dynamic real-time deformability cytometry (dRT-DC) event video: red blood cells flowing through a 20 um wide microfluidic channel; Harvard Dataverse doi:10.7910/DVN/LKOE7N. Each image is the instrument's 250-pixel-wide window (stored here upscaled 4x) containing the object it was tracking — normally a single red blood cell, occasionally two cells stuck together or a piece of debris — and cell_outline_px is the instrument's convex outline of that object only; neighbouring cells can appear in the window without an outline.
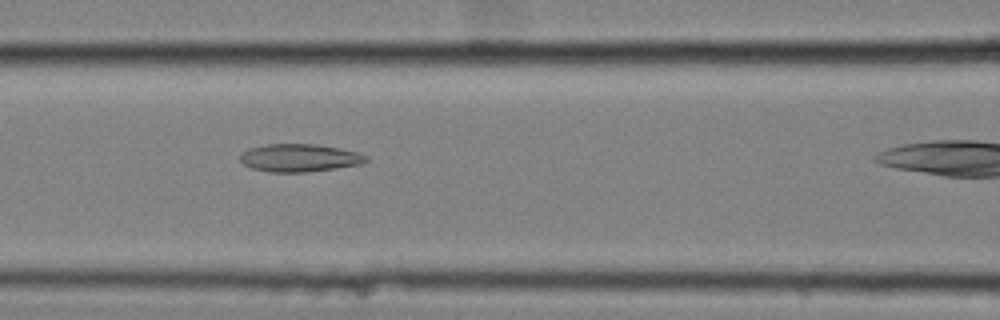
{"species": "common noctule bat (a hibernating species)", "species_latin": "Nyctalus noctula", "temperature_condition": "cold", "stored_images_in_passage": 32, "camera_frame_rate_fps": 3000, "um_per_image_px": 0.085, "animal": {"sex": "female", "body_mass_g": 25.1}, "frame": {"image": 1, "passage_image": 21, "time_ms": 6.667, "image_size_px": [1000, 320], "cell_outline_px": [[368, 160], [360, 164], [336, 168], [304, 172], [268, 172], [252, 168], [244, 164], [240, 160], [240, 152], [248, 148], [268, 144], [316, 144], [340, 148], [356, 152], [368, 156]], "centroid_in_image_um": [25.42, 13.41], "position_along_channel_um": 141.2, "area_um2": 20.4}}
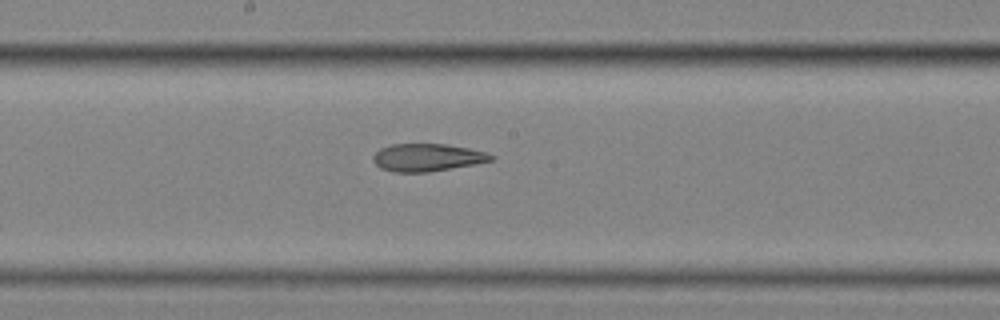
{"frame": {"image": 2, "passage_image": 27, "time_ms": 8.667, "image_size_px": [1000, 320], "cell_outline_px": [[496, 156], [492, 160], [476, 164], [428, 172], [392, 172], [380, 168], [372, 160], [372, 156], [380, 148], [392, 144], [448, 144], [468, 148], [484, 152]], "centroid_in_image_um": [36.29, 13.39], "position_along_channel_um": 211.9, "area_um2": 19.02}}
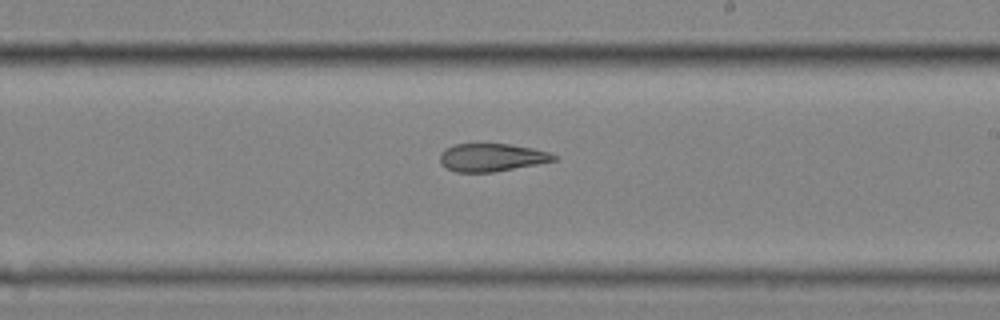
{"frame": {"image": 3, "passage_image": 30, "time_ms": 9.667, "image_size_px": [1000, 320], "cell_outline_px": [[556, 160], [536, 164], [492, 172], [456, 172], [440, 164], [440, 152], [444, 148], [452, 144], [512, 144], [532, 148], [548, 152], [556, 156]], "centroid_in_image_um": [41.74, 13.37], "position_along_channel_um": 247.3, "area_um2": 18.44}}